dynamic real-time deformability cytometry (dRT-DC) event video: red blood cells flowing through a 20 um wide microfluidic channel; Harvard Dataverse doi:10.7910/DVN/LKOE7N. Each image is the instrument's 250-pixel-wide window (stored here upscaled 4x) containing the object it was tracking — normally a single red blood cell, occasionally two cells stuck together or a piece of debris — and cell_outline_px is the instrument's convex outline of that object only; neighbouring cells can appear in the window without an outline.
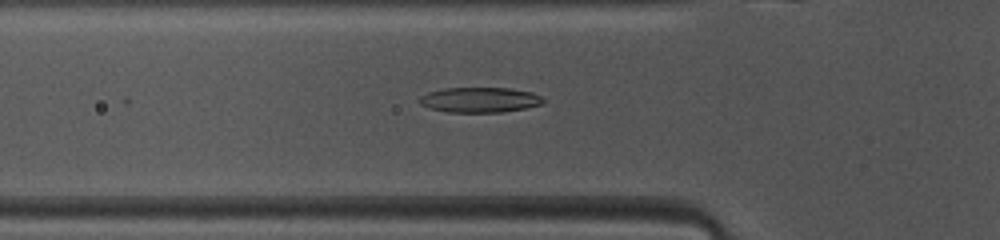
{"species": "common noctule bat (a hibernating species)", "species_latin": "Nyctalus noctula", "temperature_condition": "warm", "stored_images_in_passage": 16, "camera_frame_rate_fps": 3000, "um_per_image_px": 0.085, "animal": {"sex": "female", "body_mass_g": 10.0, "forearm_length_mm": 53.1}, "frame": {"image": 1, "passage_image": 9, "time_ms": 2.667, "image_size_px": [1000, 240], "cell_outline_px": [[544, 100], [540, 104], [524, 108], [504, 112], [448, 112], [428, 108], [420, 104], [420, 96], [428, 92], [444, 88], [512, 88], [532, 92], [540, 96]], "centroid_in_image_um": [40.75, 8.48], "position_along_channel_um": 85.0, "area_um2": 18.09}}
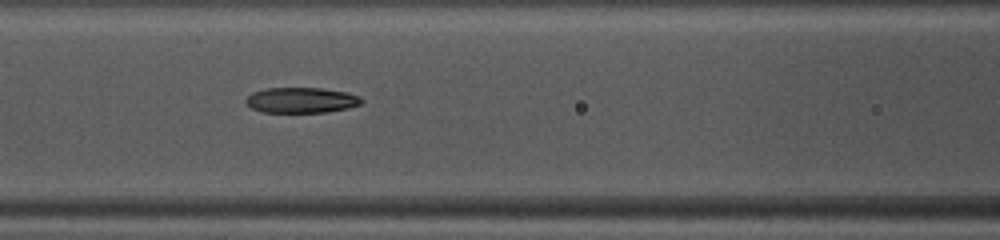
{"frame": {"image": 2, "passage_image": 13, "time_ms": 4.0, "image_size_px": [1000, 240], "cell_outline_px": [[364, 100], [360, 104], [348, 108], [324, 112], [264, 112], [252, 108], [244, 100], [252, 92], [268, 88], [320, 88], [348, 92], [360, 96]], "centroid_in_image_um": [25.63, 8.51], "position_along_channel_um": 141.0, "area_um2": 17.11}}
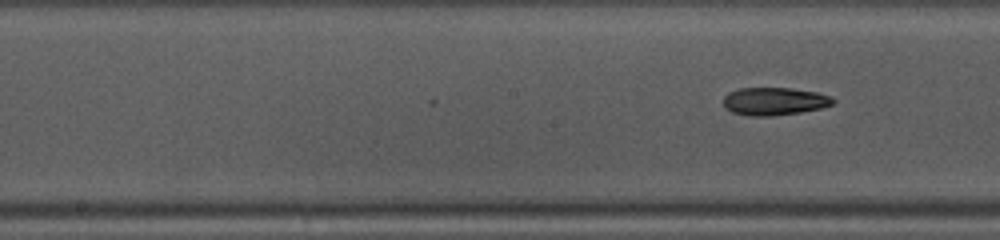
{"frame": {"image": 3, "passage_image": 16, "time_ms": 5.0, "image_size_px": [1000, 240], "cell_outline_px": [[836, 100], [832, 104], [824, 108], [800, 112], [772, 116], [748, 116], [732, 112], [724, 108], [724, 96], [728, 92], [740, 88], [792, 88], [816, 92], [832, 96]], "centroid_in_image_um": [65.83, 8.61], "position_along_channel_um": 182.4, "area_um2": 17.98}}